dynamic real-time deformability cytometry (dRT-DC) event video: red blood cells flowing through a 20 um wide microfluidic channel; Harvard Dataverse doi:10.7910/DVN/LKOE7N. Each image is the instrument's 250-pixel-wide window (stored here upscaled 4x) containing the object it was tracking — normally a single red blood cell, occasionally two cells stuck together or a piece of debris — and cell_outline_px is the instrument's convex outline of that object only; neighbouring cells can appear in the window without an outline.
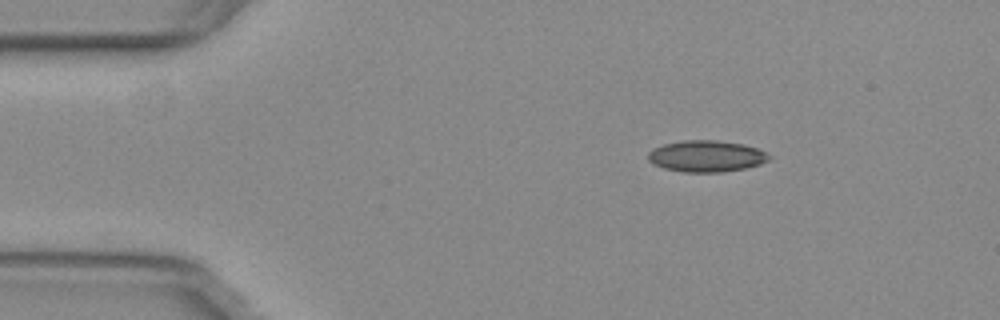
{"species": "common noctule bat (a hibernating species)", "species_latin": "Nyctalus noctula", "temperature_condition": "warm", "stored_images_in_passage": 12, "camera_frame_rate_fps": 3000, "um_per_image_px": 0.085, "animal": {"sex": "female", "body_mass_g": 29.2, "forearm_length_mm": 56.3}, "frame": {"image": 1, "passage_image": 1, "time_ms": 0.0, "image_size_px": [1000, 320], "cell_outline_px": [[772, 156], [768, 160], [760, 164], [744, 168], [720, 172], [684, 172], [664, 168], [648, 160], [648, 152], [652, 148], [664, 144], [684, 140], [716, 140], [744, 144], [756, 148]], "centroid_in_image_um": [60.03, 13.27], "position_along_channel_um": 25.0, "area_um2": 22.02}}
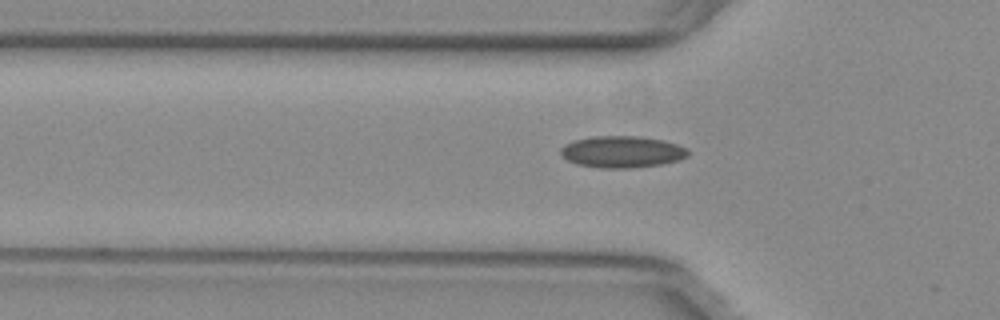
{"frame": {"image": 2, "passage_image": 10, "time_ms": 3.0, "image_size_px": [1000, 320], "cell_outline_px": [[688, 156], [680, 160], [660, 164], [628, 168], [600, 168], [580, 164], [568, 160], [560, 152], [560, 148], [564, 144], [572, 140], [592, 136], [640, 136], [664, 140], [688, 148]], "centroid_in_image_um": [52.88, 12.89], "position_along_channel_um": 72.9, "area_um2": 23.52}}